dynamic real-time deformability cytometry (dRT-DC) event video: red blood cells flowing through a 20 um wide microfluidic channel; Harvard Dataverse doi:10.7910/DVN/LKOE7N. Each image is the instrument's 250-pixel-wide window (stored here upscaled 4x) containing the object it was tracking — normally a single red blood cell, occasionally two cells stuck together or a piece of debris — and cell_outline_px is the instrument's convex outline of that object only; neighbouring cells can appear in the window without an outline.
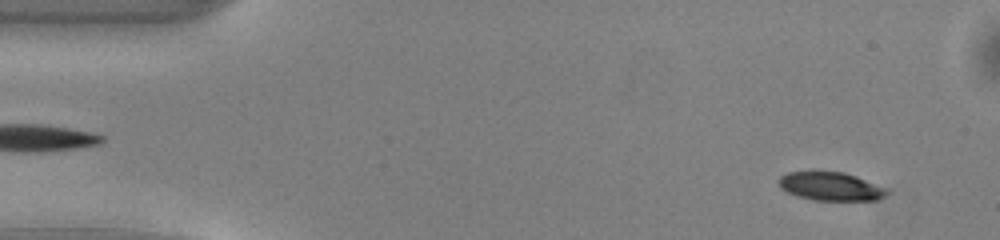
{"species": "common noctule bat (a hibernating species)", "species_latin": "Nyctalus noctula", "temperature_condition": "warm", "stored_images_in_passage": 49, "camera_frame_rate_fps": 3000, "um_per_image_px": 0.085, "animal": {"sex": "male", "body_mass_g": 13.0, "forearm_length_mm": 53.1}, "frame": {"image": 1, "passage_image": 3, "time_ms": 0.667, "image_size_px": [1000, 240], "cell_outline_px": [[888, 192], [884, 196], [876, 200], [812, 200], [796, 196], [780, 188], [776, 180], [780, 176], [788, 172], [812, 168], [844, 172], [856, 176], [888, 188]], "centroid_in_image_um": [70.52, 15.79], "position_along_channel_um": 14.5, "area_um2": 18.79}}
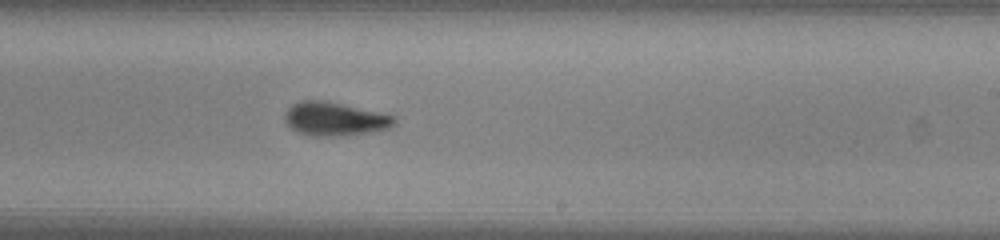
{"frame": {"image": 2, "passage_image": 29, "time_ms": 9.333, "image_size_px": [1000, 240], "cell_outline_px": [[396, 124], [388, 128], [372, 132], [348, 136], [312, 136], [296, 132], [284, 120], [284, 116], [288, 108], [292, 104], [300, 100], [324, 100], [396, 116]], "centroid_in_image_um": [28.45, 10.12], "position_along_channel_um": 260.5, "area_um2": 21.62}}
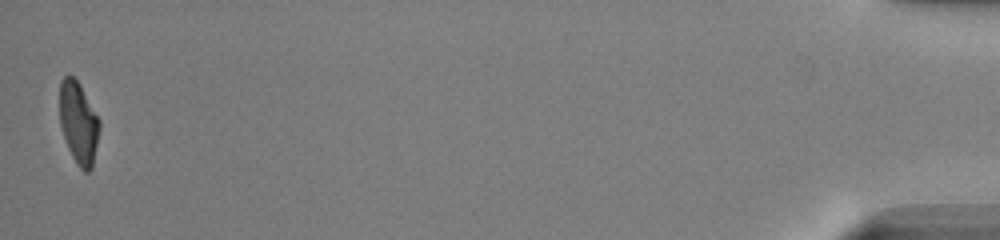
{"frame": {"image": 3, "passage_image": 49, "time_ms": 16.0, "image_size_px": [1000, 240], "cell_outline_px": [[100, 128], [92, 168], [88, 172], [84, 172], [76, 164], [68, 148], [60, 124], [60, 80], [64, 76], [72, 76], [80, 84], [100, 120]], "centroid_in_image_um": [6.68, 10.45], "position_along_channel_um": 428.5, "area_um2": 19.02}, "authors_computed_cell_mechanics": {"area_um2": 20.2878, "velocity_mm_per_s": 4.0591, "shape_relaxation_time_tau1_ms": 2.717, "shape_relaxation_time_tau2_ms": 2.4848, "deformation_change_tau1": 0.1782, "deformation_change_tau2": 0.0931}}